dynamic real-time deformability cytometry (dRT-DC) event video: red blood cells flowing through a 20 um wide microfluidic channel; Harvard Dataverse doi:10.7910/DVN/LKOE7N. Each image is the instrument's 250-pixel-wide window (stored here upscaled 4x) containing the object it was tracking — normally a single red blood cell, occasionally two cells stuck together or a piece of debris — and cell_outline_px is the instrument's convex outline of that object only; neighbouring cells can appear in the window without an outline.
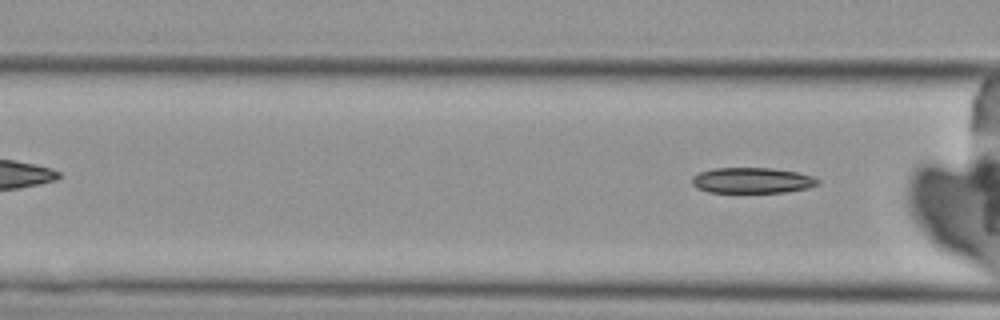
{"species": "Egyptian fruit bat (a non-hibernating species)", "species_latin": "Rousettus aegyptiacus", "temperature_condition": "cold", "stored_images_in_passage": 4, "camera_frame_rate_fps": 3000, "um_per_image_px": 0.085, "animal": {"sex": "female"}, "frame": {"image": 1, "passage_image": 4, "time_ms": 3.667, "image_size_px": [1000, 320], "cell_outline_px": [[820, 184], [808, 188], [784, 192], [708, 192], [696, 188], [692, 184], [692, 176], [700, 172], [712, 168], [772, 168], [796, 172], [812, 176], [820, 180]], "centroid_in_image_um": [63.92, 15.33], "position_along_channel_um": 102.7, "area_um2": 18.84}}